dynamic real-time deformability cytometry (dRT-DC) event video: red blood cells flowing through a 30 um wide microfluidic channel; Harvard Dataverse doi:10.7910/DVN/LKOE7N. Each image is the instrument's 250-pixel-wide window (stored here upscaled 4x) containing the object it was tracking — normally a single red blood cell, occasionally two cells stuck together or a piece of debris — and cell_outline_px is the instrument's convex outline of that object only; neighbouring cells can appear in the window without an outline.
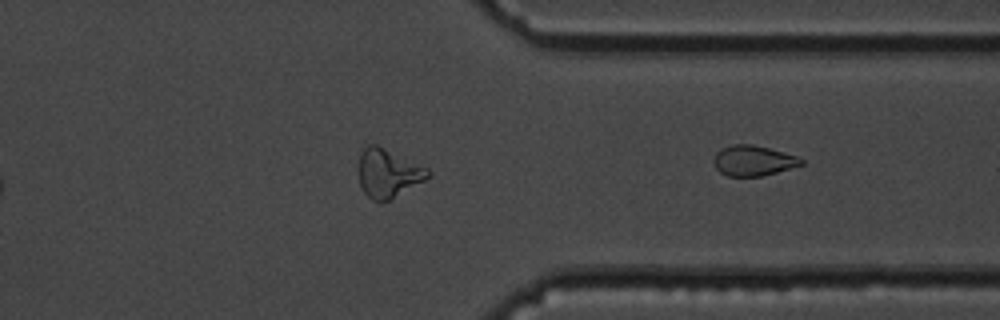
{"species": "common noctule bat (a hibernating species)", "species_latin": "Nyctalus noctula", "temperature_condition": "cold", "stored_images_in_passage": 34, "camera_frame_rate_fps": 3000, "um_per_image_px": 0.085, "animal": {"sex": "male", "body_mass_g": 19.5, "forearm_length_mm": 54.6}, "frame": {"image": 1, "passage_image": 34, "time_ms": 11.0, "image_size_px": [1000, 320], "cell_outline_px": [[804, 164], [764, 176], [728, 176], [720, 172], [716, 168], [716, 152], [732, 144], [752, 144], [768, 148], [796, 156], [804, 160]], "centroid_in_image_um": [64.06, 13.66], "position_along_channel_um": 347.3, "area_um2": 15.2}}